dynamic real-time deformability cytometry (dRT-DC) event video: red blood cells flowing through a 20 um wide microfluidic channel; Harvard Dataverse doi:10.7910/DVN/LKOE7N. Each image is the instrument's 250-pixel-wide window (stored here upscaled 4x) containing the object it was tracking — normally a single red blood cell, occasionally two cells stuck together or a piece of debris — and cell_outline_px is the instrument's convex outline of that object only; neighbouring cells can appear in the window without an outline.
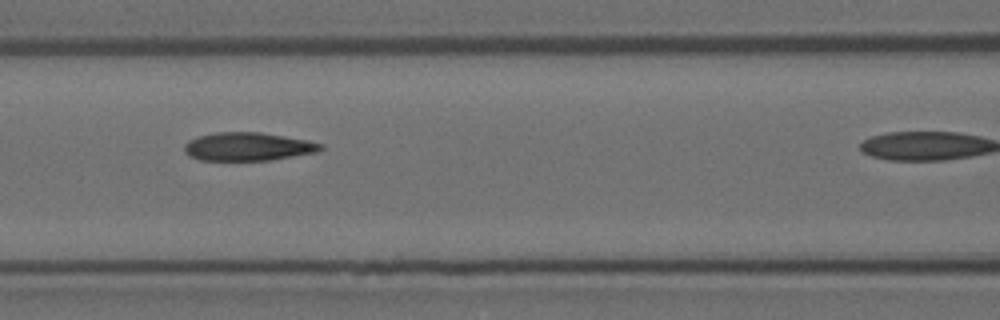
{"species": "Egyptian fruit bat (a non-hibernating species)", "species_latin": "Rousettus aegyptiacus", "temperature_condition": "room temperature", "stored_images_in_passage": 5, "camera_frame_rate_fps": 3000, "um_per_image_px": 0.085, "animal": {"sex": "female"}, "frame": {"image": 1, "passage_image": 3, "time_ms": 0.667, "image_size_px": [1000, 320], "cell_outline_px": [[324, 148], [316, 152], [272, 160], [200, 160], [188, 156], [184, 152], [184, 144], [188, 140], [200, 136], [216, 132], [260, 132], [308, 140], [324, 144]], "centroid_in_image_um": [21.07, 12.46], "position_along_channel_um": 145.5, "area_um2": 22.54}}